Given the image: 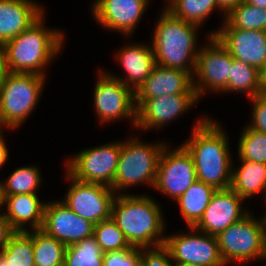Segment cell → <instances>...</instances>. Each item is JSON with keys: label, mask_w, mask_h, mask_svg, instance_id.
<instances>
[{"label": "cell", "mask_w": 266, "mask_h": 266, "mask_svg": "<svg viewBox=\"0 0 266 266\" xmlns=\"http://www.w3.org/2000/svg\"><path fill=\"white\" fill-rule=\"evenodd\" d=\"M192 128L191 136L181 145L193 159L197 180L216 189L230 188L234 165L229 138L223 127L209 116H204Z\"/></svg>", "instance_id": "1"}, {"label": "cell", "mask_w": 266, "mask_h": 266, "mask_svg": "<svg viewBox=\"0 0 266 266\" xmlns=\"http://www.w3.org/2000/svg\"><path fill=\"white\" fill-rule=\"evenodd\" d=\"M161 207L144 194L116 195L111 207V218L124 233L133 248H152L164 245L165 221Z\"/></svg>", "instance_id": "2"}, {"label": "cell", "mask_w": 266, "mask_h": 266, "mask_svg": "<svg viewBox=\"0 0 266 266\" xmlns=\"http://www.w3.org/2000/svg\"><path fill=\"white\" fill-rule=\"evenodd\" d=\"M44 13L17 37L4 43L9 73L45 75V68L61 53L64 43L62 30L49 29Z\"/></svg>", "instance_id": "3"}, {"label": "cell", "mask_w": 266, "mask_h": 266, "mask_svg": "<svg viewBox=\"0 0 266 266\" xmlns=\"http://www.w3.org/2000/svg\"><path fill=\"white\" fill-rule=\"evenodd\" d=\"M154 26L150 44L156 64L182 69L194 76L200 49L197 45L200 26L175 17L166 8Z\"/></svg>", "instance_id": "4"}, {"label": "cell", "mask_w": 266, "mask_h": 266, "mask_svg": "<svg viewBox=\"0 0 266 266\" xmlns=\"http://www.w3.org/2000/svg\"><path fill=\"white\" fill-rule=\"evenodd\" d=\"M167 143H145L130 136L121 142L118 166L111 188L116 195L142 184L154 187L158 164Z\"/></svg>", "instance_id": "5"}, {"label": "cell", "mask_w": 266, "mask_h": 266, "mask_svg": "<svg viewBox=\"0 0 266 266\" xmlns=\"http://www.w3.org/2000/svg\"><path fill=\"white\" fill-rule=\"evenodd\" d=\"M46 76L8 73L0 87V117L8 129L16 130L35 110Z\"/></svg>", "instance_id": "6"}, {"label": "cell", "mask_w": 266, "mask_h": 266, "mask_svg": "<svg viewBox=\"0 0 266 266\" xmlns=\"http://www.w3.org/2000/svg\"><path fill=\"white\" fill-rule=\"evenodd\" d=\"M219 251L226 265L266 260V227L262 218L248 213L217 236Z\"/></svg>", "instance_id": "7"}, {"label": "cell", "mask_w": 266, "mask_h": 266, "mask_svg": "<svg viewBox=\"0 0 266 266\" xmlns=\"http://www.w3.org/2000/svg\"><path fill=\"white\" fill-rule=\"evenodd\" d=\"M121 152V141L87 148L69 159L64 164L66 172L74 179L99 183L111 187L115 178Z\"/></svg>", "instance_id": "8"}, {"label": "cell", "mask_w": 266, "mask_h": 266, "mask_svg": "<svg viewBox=\"0 0 266 266\" xmlns=\"http://www.w3.org/2000/svg\"><path fill=\"white\" fill-rule=\"evenodd\" d=\"M207 44L197 55L193 87L199 99L208 91L222 93L230 78L232 56L215 35H208Z\"/></svg>", "instance_id": "9"}, {"label": "cell", "mask_w": 266, "mask_h": 266, "mask_svg": "<svg viewBox=\"0 0 266 266\" xmlns=\"http://www.w3.org/2000/svg\"><path fill=\"white\" fill-rule=\"evenodd\" d=\"M94 87V109L98 120L104 124L125 119L136 124L135 92L109 72L100 69Z\"/></svg>", "instance_id": "10"}, {"label": "cell", "mask_w": 266, "mask_h": 266, "mask_svg": "<svg viewBox=\"0 0 266 266\" xmlns=\"http://www.w3.org/2000/svg\"><path fill=\"white\" fill-rule=\"evenodd\" d=\"M189 229L188 233L165 235L164 246L174 266H227L221 257L216 236L205 234L194 227Z\"/></svg>", "instance_id": "11"}, {"label": "cell", "mask_w": 266, "mask_h": 266, "mask_svg": "<svg viewBox=\"0 0 266 266\" xmlns=\"http://www.w3.org/2000/svg\"><path fill=\"white\" fill-rule=\"evenodd\" d=\"M197 180L193 159L182 146L162 150L154 189L176 201Z\"/></svg>", "instance_id": "12"}, {"label": "cell", "mask_w": 266, "mask_h": 266, "mask_svg": "<svg viewBox=\"0 0 266 266\" xmlns=\"http://www.w3.org/2000/svg\"><path fill=\"white\" fill-rule=\"evenodd\" d=\"M65 176L71 185L61 201L76 215L94 225L111 217L112 202L116 196L111 187L78 181L67 172Z\"/></svg>", "instance_id": "13"}, {"label": "cell", "mask_w": 266, "mask_h": 266, "mask_svg": "<svg viewBox=\"0 0 266 266\" xmlns=\"http://www.w3.org/2000/svg\"><path fill=\"white\" fill-rule=\"evenodd\" d=\"M200 99L196 94H170L146 101H135V128L153 130L165 127L171 121L193 109ZM176 118V119H175Z\"/></svg>", "instance_id": "14"}, {"label": "cell", "mask_w": 266, "mask_h": 266, "mask_svg": "<svg viewBox=\"0 0 266 266\" xmlns=\"http://www.w3.org/2000/svg\"><path fill=\"white\" fill-rule=\"evenodd\" d=\"M219 28L208 35H215L234 59L260 70L266 62V31L233 28L225 19Z\"/></svg>", "instance_id": "15"}, {"label": "cell", "mask_w": 266, "mask_h": 266, "mask_svg": "<svg viewBox=\"0 0 266 266\" xmlns=\"http://www.w3.org/2000/svg\"><path fill=\"white\" fill-rule=\"evenodd\" d=\"M148 5L149 0H95L91 12L104 29L118 31L129 37L137 28Z\"/></svg>", "instance_id": "16"}, {"label": "cell", "mask_w": 266, "mask_h": 266, "mask_svg": "<svg viewBox=\"0 0 266 266\" xmlns=\"http://www.w3.org/2000/svg\"><path fill=\"white\" fill-rule=\"evenodd\" d=\"M94 224L76 215L62 201H48L44 208L42 230L65 246L93 235Z\"/></svg>", "instance_id": "17"}, {"label": "cell", "mask_w": 266, "mask_h": 266, "mask_svg": "<svg viewBox=\"0 0 266 266\" xmlns=\"http://www.w3.org/2000/svg\"><path fill=\"white\" fill-rule=\"evenodd\" d=\"M244 201L246 200L231 188L217 189L194 228L205 234L217 236L250 212L242 209Z\"/></svg>", "instance_id": "18"}, {"label": "cell", "mask_w": 266, "mask_h": 266, "mask_svg": "<svg viewBox=\"0 0 266 266\" xmlns=\"http://www.w3.org/2000/svg\"><path fill=\"white\" fill-rule=\"evenodd\" d=\"M193 79L187 71L156 64L150 76L135 92V101H146L170 94H196Z\"/></svg>", "instance_id": "19"}, {"label": "cell", "mask_w": 266, "mask_h": 266, "mask_svg": "<svg viewBox=\"0 0 266 266\" xmlns=\"http://www.w3.org/2000/svg\"><path fill=\"white\" fill-rule=\"evenodd\" d=\"M149 45V46H148ZM115 54L116 60L122 65L126 76L122 77L109 73L112 77L119 79L124 85L132 89L134 92L144 83L150 76L156 65L154 52L151 44L135 43L124 45L119 48ZM126 78V79H125Z\"/></svg>", "instance_id": "20"}, {"label": "cell", "mask_w": 266, "mask_h": 266, "mask_svg": "<svg viewBox=\"0 0 266 266\" xmlns=\"http://www.w3.org/2000/svg\"><path fill=\"white\" fill-rule=\"evenodd\" d=\"M44 13L33 0H0V43L17 37Z\"/></svg>", "instance_id": "21"}, {"label": "cell", "mask_w": 266, "mask_h": 266, "mask_svg": "<svg viewBox=\"0 0 266 266\" xmlns=\"http://www.w3.org/2000/svg\"><path fill=\"white\" fill-rule=\"evenodd\" d=\"M5 218L14 231L41 229L44 221L46 202L40 201L37 194L4 195ZM28 224V225H27ZM30 228L27 229L26 226Z\"/></svg>", "instance_id": "22"}, {"label": "cell", "mask_w": 266, "mask_h": 266, "mask_svg": "<svg viewBox=\"0 0 266 266\" xmlns=\"http://www.w3.org/2000/svg\"><path fill=\"white\" fill-rule=\"evenodd\" d=\"M230 188L244 200L260 192L265 193L266 198V164L240 160L237 169L232 167Z\"/></svg>", "instance_id": "23"}, {"label": "cell", "mask_w": 266, "mask_h": 266, "mask_svg": "<svg viewBox=\"0 0 266 266\" xmlns=\"http://www.w3.org/2000/svg\"><path fill=\"white\" fill-rule=\"evenodd\" d=\"M216 190L215 187L196 180L176 200L180 206L179 211L188 228L194 227L199 222Z\"/></svg>", "instance_id": "24"}, {"label": "cell", "mask_w": 266, "mask_h": 266, "mask_svg": "<svg viewBox=\"0 0 266 266\" xmlns=\"http://www.w3.org/2000/svg\"><path fill=\"white\" fill-rule=\"evenodd\" d=\"M0 266H35L32 234L14 231L0 252Z\"/></svg>", "instance_id": "25"}, {"label": "cell", "mask_w": 266, "mask_h": 266, "mask_svg": "<svg viewBox=\"0 0 266 266\" xmlns=\"http://www.w3.org/2000/svg\"><path fill=\"white\" fill-rule=\"evenodd\" d=\"M32 234L35 266H64L66 246L42 229L28 230Z\"/></svg>", "instance_id": "26"}, {"label": "cell", "mask_w": 266, "mask_h": 266, "mask_svg": "<svg viewBox=\"0 0 266 266\" xmlns=\"http://www.w3.org/2000/svg\"><path fill=\"white\" fill-rule=\"evenodd\" d=\"M222 92L244 93L248 99L261 95L259 70L232 57L230 78Z\"/></svg>", "instance_id": "27"}, {"label": "cell", "mask_w": 266, "mask_h": 266, "mask_svg": "<svg viewBox=\"0 0 266 266\" xmlns=\"http://www.w3.org/2000/svg\"><path fill=\"white\" fill-rule=\"evenodd\" d=\"M175 17L202 26L218 8L217 0H169L164 6Z\"/></svg>", "instance_id": "28"}, {"label": "cell", "mask_w": 266, "mask_h": 266, "mask_svg": "<svg viewBox=\"0 0 266 266\" xmlns=\"http://www.w3.org/2000/svg\"><path fill=\"white\" fill-rule=\"evenodd\" d=\"M104 252L94 236L66 246L64 266H103Z\"/></svg>", "instance_id": "29"}, {"label": "cell", "mask_w": 266, "mask_h": 266, "mask_svg": "<svg viewBox=\"0 0 266 266\" xmlns=\"http://www.w3.org/2000/svg\"><path fill=\"white\" fill-rule=\"evenodd\" d=\"M37 166H22L15 169L4 182V195L15 194H37L36 190L40 187L42 176Z\"/></svg>", "instance_id": "30"}, {"label": "cell", "mask_w": 266, "mask_h": 266, "mask_svg": "<svg viewBox=\"0 0 266 266\" xmlns=\"http://www.w3.org/2000/svg\"><path fill=\"white\" fill-rule=\"evenodd\" d=\"M225 20L233 28L266 31V8L252 6L243 1L225 16Z\"/></svg>", "instance_id": "31"}, {"label": "cell", "mask_w": 266, "mask_h": 266, "mask_svg": "<svg viewBox=\"0 0 266 266\" xmlns=\"http://www.w3.org/2000/svg\"><path fill=\"white\" fill-rule=\"evenodd\" d=\"M239 160L266 164V133L258 132L246 126L238 141Z\"/></svg>", "instance_id": "32"}, {"label": "cell", "mask_w": 266, "mask_h": 266, "mask_svg": "<svg viewBox=\"0 0 266 266\" xmlns=\"http://www.w3.org/2000/svg\"><path fill=\"white\" fill-rule=\"evenodd\" d=\"M93 236L104 253L133 248L111 217L94 225Z\"/></svg>", "instance_id": "33"}, {"label": "cell", "mask_w": 266, "mask_h": 266, "mask_svg": "<svg viewBox=\"0 0 266 266\" xmlns=\"http://www.w3.org/2000/svg\"><path fill=\"white\" fill-rule=\"evenodd\" d=\"M141 249L131 248L104 253L103 266H140Z\"/></svg>", "instance_id": "34"}, {"label": "cell", "mask_w": 266, "mask_h": 266, "mask_svg": "<svg viewBox=\"0 0 266 266\" xmlns=\"http://www.w3.org/2000/svg\"><path fill=\"white\" fill-rule=\"evenodd\" d=\"M140 266H174L170 253L164 245L141 248Z\"/></svg>", "instance_id": "35"}, {"label": "cell", "mask_w": 266, "mask_h": 266, "mask_svg": "<svg viewBox=\"0 0 266 266\" xmlns=\"http://www.w3.org/2000/svg\"><path fill=\"white\" fill-rule=\"evenodd\" d=\"M252 103V119L247 125L261 133H266V94L250 98Z\"/></svg>", "instance_id": "36"}, {"label": "cell", "mask_w": 266, "mask_h": 266, "mask_svg": "<svg viewBox=\"0 0 266 266\" xmlns=\"http://www.w3.org/2000/svg\"><path fill=\"white\" fill-rule=\"evenodd\" d=\"M14 230L10 227L8 220L3 212H0V252L7 244L10 235Z\"/></svg>", "instance_id": "37"}, {"label": "cell", "mask_w": 266, "mask_h": 266, "mask_svg": "<svg viewBox=\"0 0 266 266\" xmlns=\"http://www.w3.org/2000/svg\"><path fill=\"white\" fill-rule=\"evenodd\" d=\"M244 0H217L218 8L224 13L223 18L238 4L243 2Z\"/></svg>", "instance_id": "38"}, {"label": "cell", "mask_w": 266, "mask_h": 266, "mask_svg": "<svg viewBox=\"0 0 266 266\" xmlns=\"http://www.w3.org/2000/svg\"><path fill=\"white\" fill-rule=\"evenodd\" d=\"M8 73L9 72L6 66L4 44L0 43V87Z\"/></svg>", "instance_id": "39"}, {"label": "cell", "mask_w": 266, "mask_h": 266, "mask_svg": "<svg viewBox=\"0 0 266 266\" xmlns=\"http://www.w3.org/2000/svg\"><path fill=\"white\" fill-rule=\"evenodd\" d=\"M5 138L0 140V169L6 164L8 160V148L6 147Z\"/></svg>", "instance_id": "40"}, {"label": "cell", "mask_w": 266, "mask_h": 266, "mask_svg": "<svg viewBox=\"0 0 266 266\" xmlns=\"http://www.w3.org/2000/svg\"><path fill=\"white\" fill-rule=\"evenodd\" d=\"M261 93L266 94V62L259 70Z\"/></svg>", "instance_id": "41"}, {"label": "cell", "mask_w": 266, "mask_h": 266, "mask_svg": "<svg viewBox=\"0 0 266 266\" xmlns=\"http://www.w3.org/2000/svg\"><path fill=\"white\" fill-rule=\"evenodd\" d=\"M244 2L252 6L266 8V0H244Z\"/></svg>", "instance_id": "42"}, {"label": "cell", "mask_w": 266, "mask_h": 266, "mask_svg": "<svg viewBox=\"0 0 266 266\" xmlns=\"http://www.w3.org/2000/svg\"><path fill=\"white\" fill-rule=\"evenodd\" d=\"M4 201H5V196H4V192H3V185H2V181H0V211L2 212V208H5L3 206L4 205Z\"/></svg>", "instance_id": "43"}, {"label": "cell", "mask_w": 266, "mask_h": 266, "mask_svg": "<svg viewBox=\"0 0 266 266\" xmlns=\"http://www.w3.org/2000/svg\"><path fill=\"white\" fill-rule=\"evenodd\" d=\"M3 127H6V128H7V126H6L5 123L3 122L2 118L0 117V140H2V139L4 138V134H3V132H2L3 129H1V128H3Z\"/></svg>", "instance_id": "44"}, {"label": "cell", "mask_w": 266, "mask_h": 266, "mask_svg": "<svg viewBox=\"0 0 266 266\" xmlns=\"http://www.w3.org/2000/svg\"><path fill=\"white\" fill-rule=\"evenodd\" d=\"M183 266H202V265H197V264H186V265H183Z\"/></svg>", "instance_id": "45"}, {"label": "cell", "mask_w": 266, "mask_h": 266, "mask_svg": "<svg viewBox=\"0 0 266 266\" xmlns=\"http://www.w3.org/2000/svg\"><path fill=\"white\" fill-rule=\"evenodd\" d=\"M265 202H266V201H265ZM263 218H264V221H265V227H266V212H265Z\"/></svg>", "instance_id": "46"}]
</instances>
